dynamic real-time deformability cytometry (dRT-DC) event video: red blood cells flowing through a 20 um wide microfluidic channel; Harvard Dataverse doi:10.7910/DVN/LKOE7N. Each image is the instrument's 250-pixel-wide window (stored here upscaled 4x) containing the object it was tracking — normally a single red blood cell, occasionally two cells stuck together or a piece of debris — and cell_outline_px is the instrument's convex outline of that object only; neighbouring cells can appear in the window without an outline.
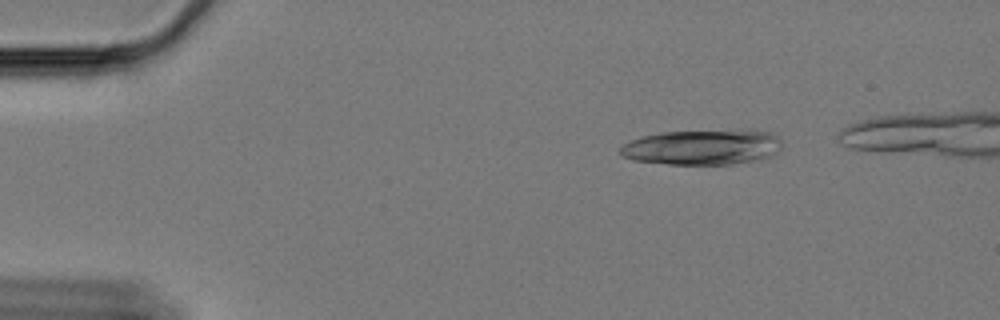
{"species": "Egyptian fruit bat (a non-hibernating species)", "species_latin": "Rousettus aegyptiacus", "temperature_condition": "cold", "stored_images_in_passage": 12, "camera_frame_rate_fps": 3000, "um_per_image_px": 0.085, "animal": {"sex": "female"}, "frame": {"image": 1, "passage_image": 2, "time_ms": 0.333, "image_size_px": [1000, 320], "cell_outline_px": [[780, 148], [772, 156], [732, 164], [668, 164], [632, 160], [624, 156], [620, 152], [620, 148], [624, 144], [632, 140], [644, 136], [664, 132], [772, 132], [780, 140]], "centroid_in_image_um": [59.66, 12.54], "position_along_channel_um": 25.3, "area_um2": 31.96}}